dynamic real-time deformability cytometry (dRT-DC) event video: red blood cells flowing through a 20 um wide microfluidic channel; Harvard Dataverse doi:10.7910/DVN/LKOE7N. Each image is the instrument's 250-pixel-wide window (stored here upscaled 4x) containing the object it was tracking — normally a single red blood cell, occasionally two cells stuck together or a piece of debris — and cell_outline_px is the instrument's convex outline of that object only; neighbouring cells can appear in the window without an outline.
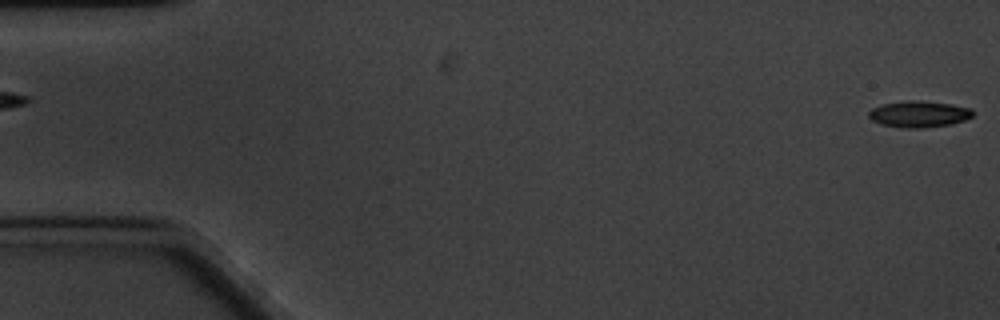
{"species": "common noctule bat (a hibernating species)", "species_latin": "Nyctalus noctula", "temperature_condition": "cold", "stored_images_in_passage": 11, "camera_frame_rate_fps": 3000, "um_per_image_px": 0.085, "animal": {"sex": "male", "body_mass_g": 20.1, "forearm_length_mm": 53.5}, "frame": {"image": 1, "passage_image": 1, "time_ms": 0.0, "image_size_px": [1000, 320], "cell_outline_px": [[972, 116], [964, 120], [952, 124], [920, 128], [900, 128], [880, 124], [872, 120], [868, 116], [868, 112], [872, 108], [884, 104], [908, 100], [916, 100], [952, 104], [972, 108]], "centroid_in_image_um": [78.1, 9.7], "position_along_channel_um": 6.9, "area_um2": 16.01}}